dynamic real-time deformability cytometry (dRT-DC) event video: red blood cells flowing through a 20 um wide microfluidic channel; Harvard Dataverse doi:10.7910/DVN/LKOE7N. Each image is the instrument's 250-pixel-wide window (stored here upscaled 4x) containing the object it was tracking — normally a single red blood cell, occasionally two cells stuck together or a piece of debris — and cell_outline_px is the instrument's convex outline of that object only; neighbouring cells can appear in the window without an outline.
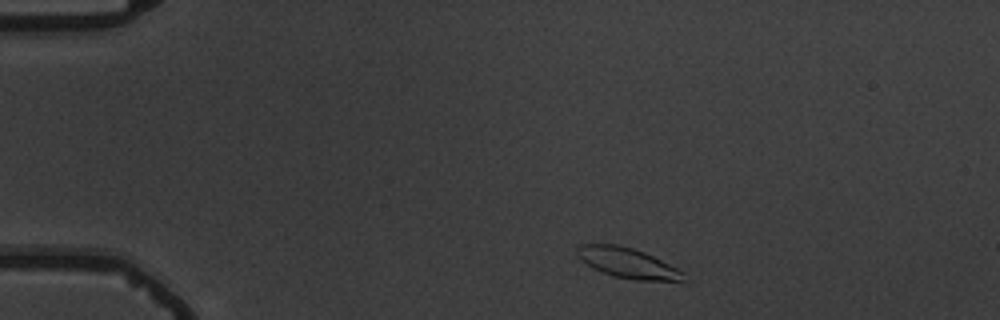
{"species": "common noctule bat (a hibernating species)", "species_latin": "Nyctalus noctula", "temperature_condition": "warm", "stored_images_in_passage": 3, "camera_frame_rate_fps": 3000, "um_per_image_px": 0.085, "animal": {"sex": "male", "body_mass_g": 19.5, "forearm_length_mm": 54.6}, "frame": {"image": 1, "passage_image": 1, "time_ms": 0.0, "image_size_px": [1000, 320], "cell_outline_px": [[684, 272], [680, 280], [636, 280], [616, 276], [592, 268], [580, 260], [576, 252], [576, 248], [580, 244], [616, 244], [632, 248], [644, 252]], "centroid_in_image_um": [53.25, 22.32], "position_along_channel_um": 31.7, "area_um2": 18.21}}